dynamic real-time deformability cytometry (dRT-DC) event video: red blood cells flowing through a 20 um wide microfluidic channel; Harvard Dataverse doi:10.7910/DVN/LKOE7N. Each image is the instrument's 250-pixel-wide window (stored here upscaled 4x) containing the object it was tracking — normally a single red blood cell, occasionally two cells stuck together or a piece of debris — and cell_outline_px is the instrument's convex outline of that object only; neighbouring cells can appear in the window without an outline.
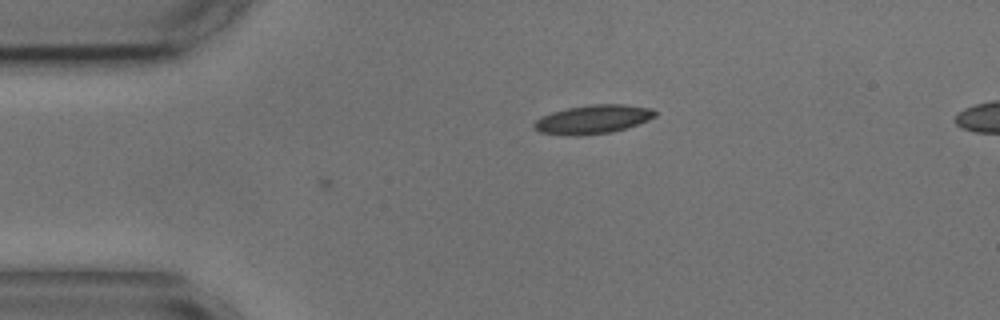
{"species": "common noctule bat (a hibernating species)", "species_latin": "Nyctalus noctula", "temperature_condition": "cold", "stored_images_in_passage": 14, "camera_frame_rate_fps": 3000, "um_per_image_px": 0.085, "animal": {"sex": "male", "body_mass_g": 17.9, "forearm_length_mm": 54.2}, "frame": {"image": 1, "passage_image": 14, "time_ms": 4.333, "image_size_px": [1000, 320], "cell_outline_px": [[656, 116], [648, 120], [612, 132], [580, 136], [572, 136], [540, 132], [532, 128], [532, 124], [540, 116], [552, 112], [568, 108], [592, 104], [624, 104], [652, 108], [656, 112]], "centroid_in_image_um": [50.36, 10.14], "position_along_channel_um": 34.6, "area_um2": 20.35}}